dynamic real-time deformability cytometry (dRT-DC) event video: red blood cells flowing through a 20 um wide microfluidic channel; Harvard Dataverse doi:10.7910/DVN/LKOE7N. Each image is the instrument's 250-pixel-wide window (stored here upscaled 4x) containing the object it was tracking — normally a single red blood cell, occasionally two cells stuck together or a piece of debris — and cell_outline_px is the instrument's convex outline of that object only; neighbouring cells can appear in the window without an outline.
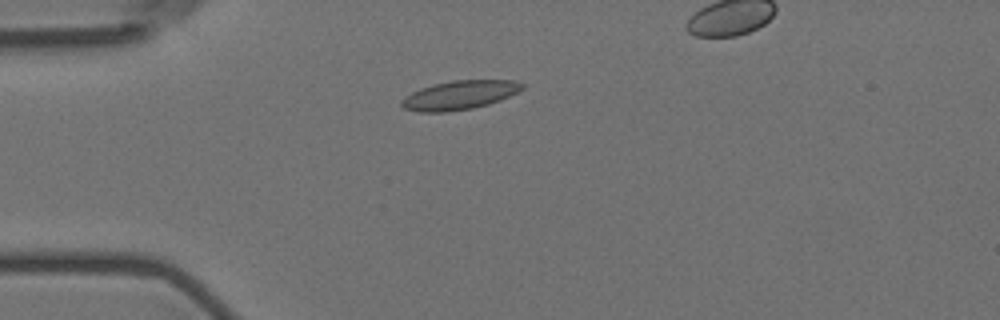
{"species": "Egyptian fruit bat (a non-hibernating species)", "species_latin": "Rousettus aegyptiacus", "temperature_condition": "room temperature", "stored_images_in_passage": 37, "camera_frame_rate_fps": 3000, "um_per_image_px": 0.085, "animal": {"sex": "female"}, "frame": {"image": 1, "passage_image": 1, "time_ms": 0.0, "image_size_px": [1000, 320], "cell_outline_px": [[524, 88], [500, 100], [488, 104], [472, 108], [448, 112], [416, 112], [404, 108], [400, 104], [400, 100], [404, 96], [420, 88], [452, 80], [516, 80], [524, 84]], "centroid_in_image_um": [39.03, 8.09], "position_along_channel_um": 46.0, "area_um2": 20.35}}
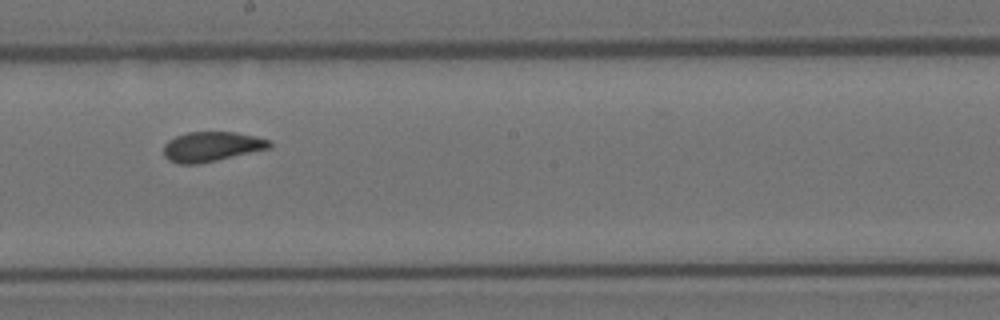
{"frame": {"image": 2, "passage_image": 18, "time_ms": 5.667, "image_size_px": [1000, 320], "cell_outline_px": [[272, 148], [200, 164], [180, 164], [168, 160], [164, 156], [164, 144], [168, 140], [176, 136], [188, 132], [236, 132], [256, 136], [272, 140]], "centroid_in_image_um": [18.02, 12.46], "position_along_channel_um": 230.2, "area_um2": 18.67}}
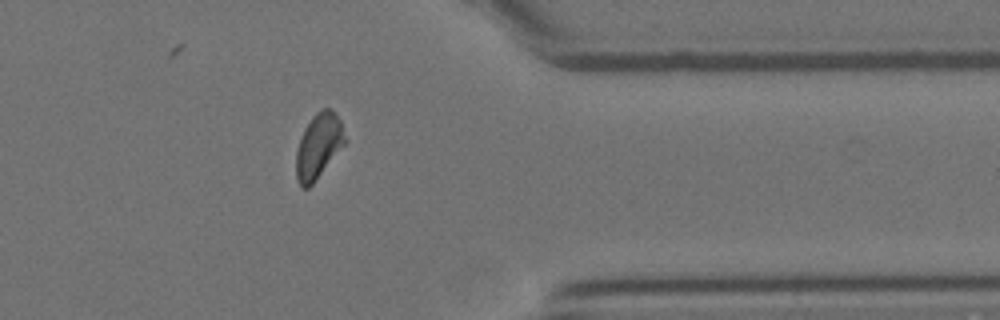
{"frame": {"image": 3, "passage_image": 32, "time_ms": 10.333, "image_size_px": [1000, 320], "cell_outline_px": [[348, 140], [312, 184], [308, 188], [300, 188], [296, 180], [296, 152], [300, 136], [304, 128], [312, 116], [316, 112], [324, 108], [332, 108], [336, 112], [340, 120]], "centroid_in_image_um": [27.07, 12.39], "position_along_channel_um": 384.3, "area_um2": 18.73}}